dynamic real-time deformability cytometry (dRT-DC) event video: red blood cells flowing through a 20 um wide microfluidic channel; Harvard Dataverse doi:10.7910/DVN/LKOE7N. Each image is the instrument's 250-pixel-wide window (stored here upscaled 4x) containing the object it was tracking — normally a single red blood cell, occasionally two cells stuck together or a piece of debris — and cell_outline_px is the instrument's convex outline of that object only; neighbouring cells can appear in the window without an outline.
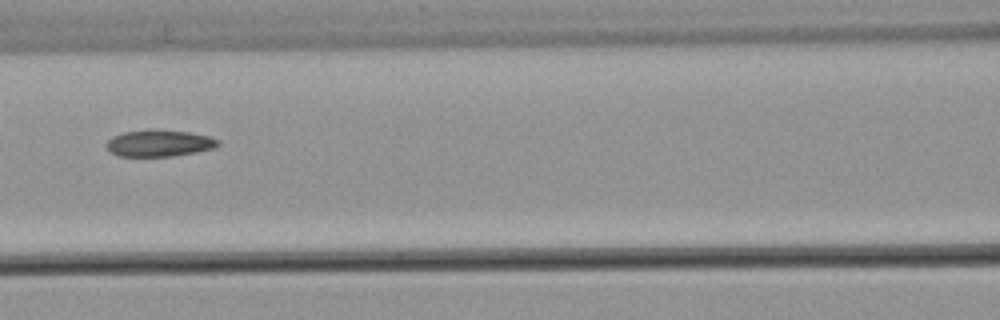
{"species": "common noctule bat (a hibernating species)", "species_latin": "Nyctalus noctula", "temperature_condition": "warm", "stored_images_in_passage": 6, "camera_frame_rate_fps": 3000, "um_per_image_px": 0.085, "animal": {"sex": "male", "body_mass_g": 21.5, "forearm_length_mm": 52.0}, "frame": {"image": 1, "passage_image": 6, "time_ms": 1.667, "image_size_px": [1000, 320], "cell_outline_px": [[220, 144], [212, 148], [196, 152], [172, 156], [116, 156], [108, 152], [104, 144], [112, 136], [124, 132], [148, 128], [188, 132], [208, 136], [220, 140]], "centroid_in_image_um": [13.46, 12.16], "position_along_channel_um": 153.1, "area_um2": 17.63}}